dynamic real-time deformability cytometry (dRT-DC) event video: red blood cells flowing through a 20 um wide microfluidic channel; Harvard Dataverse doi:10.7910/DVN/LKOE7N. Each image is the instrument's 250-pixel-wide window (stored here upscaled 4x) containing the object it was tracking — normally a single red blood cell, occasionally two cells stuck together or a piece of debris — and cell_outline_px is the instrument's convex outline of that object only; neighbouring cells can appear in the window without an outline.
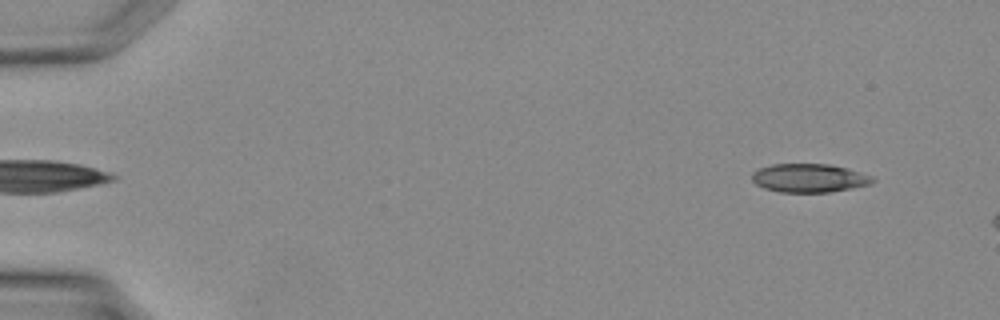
{"species": "Egyptian fruit bat (a non-hibernating species)", "species_latin": "Rousettus aegyptiacus", "temperature_condition": "warm", "stored_images_in_passage": 5, "camera_frame_rate_fps": 3000, "um_per_image_px": 0.085, "animal": {"sex": "female"}, "frame": {"image": 1, "passage_image": 1, "time_ms": 0.0, "image_size_px": [1000, 320], "cell_outline_px": [[876, 180], [872, 184], [852, 188], [828, 192], [780, 192], [764, 188], [756, 184], [752, 180], [752, 172], [760, 168], [772, 164], [828, 164], [848, 168], [872, 176]], "centroid_in_image_um": [68.79, 15.13], "position_along_channel_um": 16.2, "area_um2": 20.11}}